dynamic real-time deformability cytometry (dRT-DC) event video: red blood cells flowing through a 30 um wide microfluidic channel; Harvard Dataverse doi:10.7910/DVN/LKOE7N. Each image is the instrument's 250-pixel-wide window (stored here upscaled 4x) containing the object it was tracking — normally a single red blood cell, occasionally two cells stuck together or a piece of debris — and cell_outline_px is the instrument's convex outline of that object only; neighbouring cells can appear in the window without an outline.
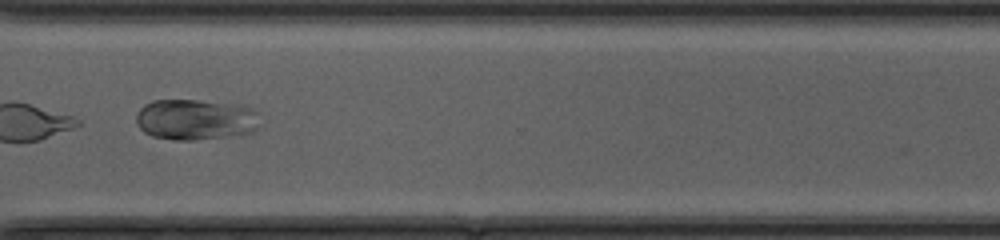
{"species": "common noctule bat (a hibernating species)", "species_latin": "Nyctalus noctula", "temperature_condition": "cold", "stored_images_in_passage": 35, "camera_frame_rate_fps": 3000, "um_per_image_px": 0.085, "animal": {"sex": "female", "body_mass_g": 20.0, "forearm_length_mm": 54.0}, "frame": {"image": 1, "passage_image": 25, "time_ms": 8.0, "image_size_px": [1000, 240], "cell_outline_px": [[260, 128], [252, 132], [196, 140], [176, 140], [152, 136], [144, 132], [136, 124], [136, 112], [144, 104], [152, 100], [200, 100], [240, 104], [252, 108], [260, 112]], "centroid_in_image_um": [16.65, 10.14], "position_along_channel_um": 353.9, "area_um2": 30.0}, "authors_computed_cell_mechanics": {"area_um2": 28.4376, "velocity_mm_per_s": 4.2536, "shape_relaxation_time_tau1_ms": 10.2338, "shape_relaxation_time_tau2_ms": null, "deformation_change_tau1": 0.2552, "deformation_change_tau2": null}}